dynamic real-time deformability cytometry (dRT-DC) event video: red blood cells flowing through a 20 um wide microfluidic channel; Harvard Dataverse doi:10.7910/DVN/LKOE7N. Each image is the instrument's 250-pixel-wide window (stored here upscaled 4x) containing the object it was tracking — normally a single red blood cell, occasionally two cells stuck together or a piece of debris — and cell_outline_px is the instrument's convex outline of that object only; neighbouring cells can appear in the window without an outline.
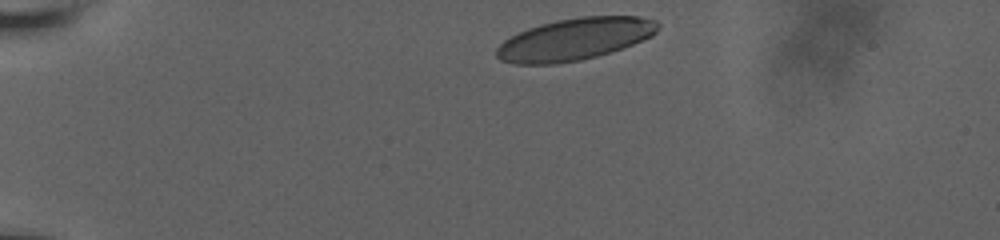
{"species": "human", "species_latin": "Homo sapiens", "temperature_condition": "room temperature", "stored_images_in_passage": 36, "camera_frame_rate_fps": 3000, "um_per_image_px": 0.085, "donor": {"sex": "male"}, "frame": {"image": 1, "passage_image": 1, "time_ms": 0.0, "image_size_px": [1000, 240], "cell_outline_px": [[660, 28], [652, 36], [632, 44], [596, 56], [580, 60], [552, 64], [516, 64], [500, 60], [496, 56], [496, 48], [504, 40], [528, 28], [540, 24], [556, 20], [580, 16], [640, 16], [656, 20], [660, 24]], "centroid_in_image_um": [48.86, 3.32], "position_along_channel_um": 36.1, "area_um2": 39.36}}
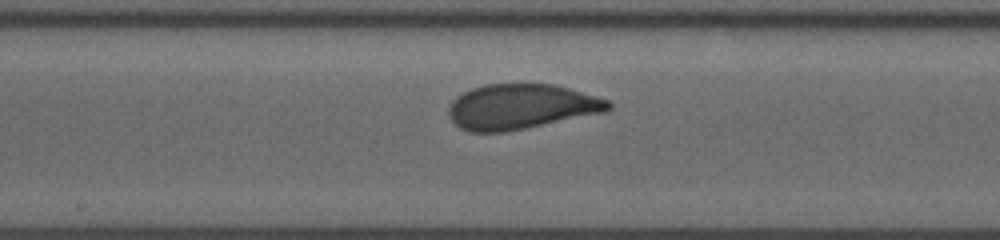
{"frame": {"image": 2, "passage_image": 20, "time_ms": 6.333, "image_size_px": [1000, 240], "cell_outline_px": [[612, 108], [604, 112], [504, 132], [468, 132], [460, 128], [448, 116], [448, 108], [452, 100], [456, 96], [472, 88], [484, 84], [552, 84], [568, 88], [596, 96], [608, 100], [612, 104]], "centroid_in_image_um": [44.25, 9.06], "position_along_channel_um": 204.0, "area_um2": 41.73}}
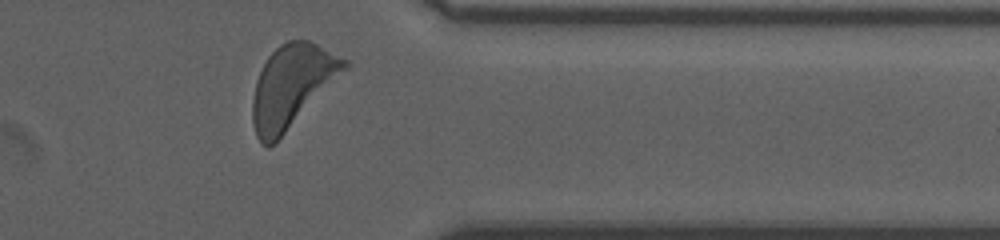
{"frame": {"image": 3, "passage_image": 35, "time_ms": 11.333, "image_size_px": [1000, 240], "cell_outline_px": [[348, 68], [276, 144], [268, 148], [260, 144], [256, 136], [252, 124], [252, 100], [256, 80], [268, 56], [280, 44], [288, 40], [308, 40], [348, 60]], "centroid_in_image_um": [24.79, 7.37], "position_along_channel_um": 386.6, "area_um2": 44.33}, "authors_computed_cell_mechanics": {"area_um2": 41.8472, "velocity_mm_per_s": 3.7938, "shape_relaxation_time_tau1_ms": 2.9267, "shape_relaxation_time_tau2_ms": null, "deformation_change_tau1": 0.1528, "deformation_change_tau2": null}}